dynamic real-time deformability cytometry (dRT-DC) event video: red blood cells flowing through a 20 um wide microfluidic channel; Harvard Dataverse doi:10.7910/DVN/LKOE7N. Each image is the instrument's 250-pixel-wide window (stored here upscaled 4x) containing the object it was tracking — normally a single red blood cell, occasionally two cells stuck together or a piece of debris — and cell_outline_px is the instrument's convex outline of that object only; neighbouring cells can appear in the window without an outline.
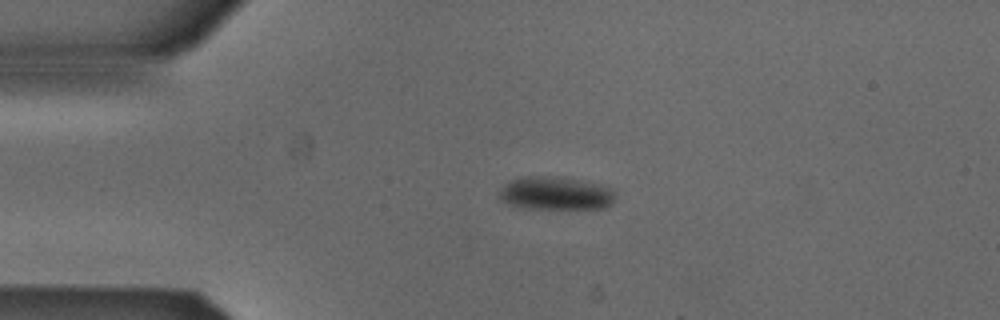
{"species": "Egyptian fruit bat (a non-hibernating species)", "species_latin": "Rousettus aegyptiacus", "temperature_condition": "cold", "stored_images_in_passage": 42, "camera_frame_rate_fps": 3000, "um_per_image_px": 0.085, "animal": {"sex": "male"}, "frame": {"image": 1, "passage_image": 1, "time_ms": 0.0, "image_size_px": [1000, 320], "cell_outline_px": [[616, 192], [612, 204], [608, 208], [520, 208], [508, 204], [500, 200], [496, 196], [496, 192], [504, 184], [512, 180], [528, 176], [556, 176], [580, 180], [612, 188]], "centroid_in_image_um": [47.18, 16.44], "position_along_channel_um": 37.8, "area_um2": 22.72}}
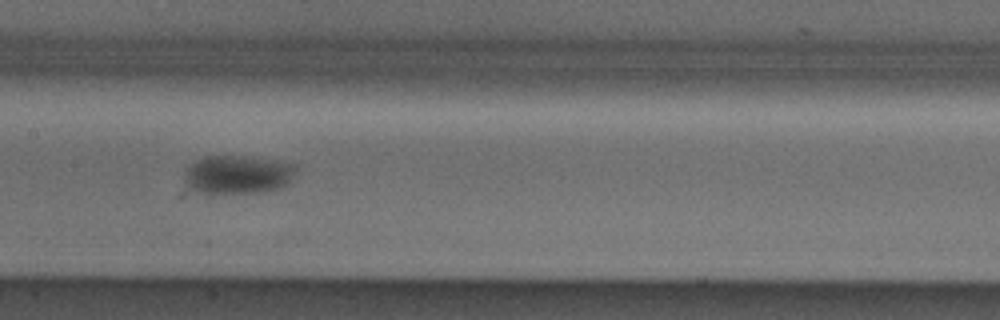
{"frame": {"image": 2, "passage_image": 15, "time_ms": 4.667, "image_size_px": [1000, 320], "cell_outline_px": [[296, 168], [288, 184], [280, 188], [256, 192], [208, 196], [188, 188], [184, 180], [184, 176], [188, 168], [196, 160], [208, 156], [244, 156], [280, 160], [296, 164]], "centroid_in_image_um": [20.18, 14.87], "position_along_channel_um": 187.2, "area_um2": 25.66}}
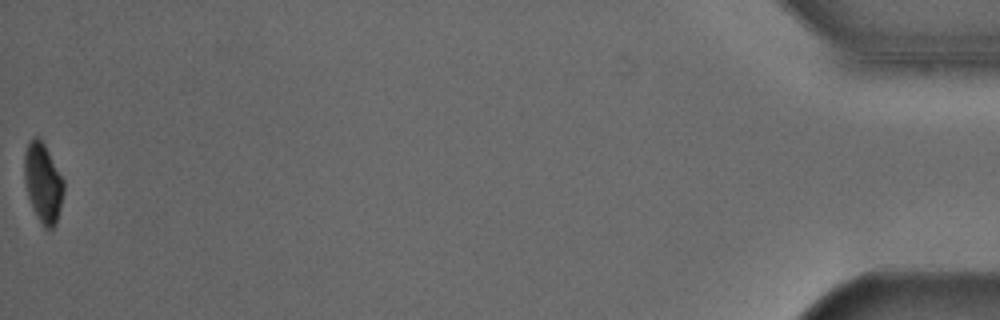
{"frame": {"image": 3, "passage_image": 42, "time_ms": 13.667, "image_size_px": [1000, 320], "cell_outline_px": [[64, 192], [56, 224], [52, 228], [44, 228], [28, 196], [24, 180], [24, 152], [28, 144], [36, 136], [44, 144], [64, 180]], "centroid_in_image_um": [3.66, 15.53], "position_along_channel_um": 431.5, "area_um2": 17.8}}